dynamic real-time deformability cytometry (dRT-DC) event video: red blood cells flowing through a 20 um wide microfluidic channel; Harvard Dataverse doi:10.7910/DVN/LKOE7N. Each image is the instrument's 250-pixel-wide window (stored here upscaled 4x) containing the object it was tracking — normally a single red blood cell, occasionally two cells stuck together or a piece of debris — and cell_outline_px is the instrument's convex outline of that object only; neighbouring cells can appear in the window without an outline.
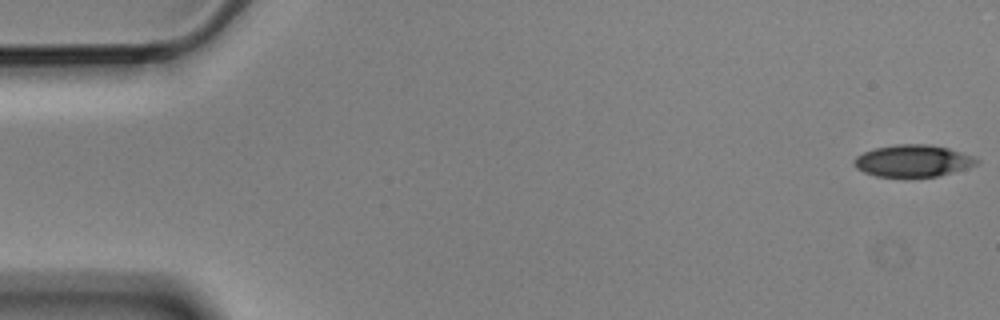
{"species": "Egyptian fruit bat (a non-hibernating species)", "species_latin": "Rousettus aegyptiacus", "temperature_condition": "cold", "stored_images_in_passage": 6, "segment_of_instrument_passage": [1, 2], "camera_frame_rate_fps": 3000, "um_per_image_px": 0.085, "animal": {"sex": "male"}, "frame": {"image": 1, "passage_image": 1, "time_ms": 0.0, "image_size_px": [1000, 320], "cell_outline_px": [[980, 160], [976, 164], [940, 176], [876, 176], [864, 172], [856, 168], [852, 164], [852, 160], [856, 156], [864, 152], [876, 148], [896, 144], [928, 144], [948, 148], [960, 152]], "centroid_in_image_um": [77.54, 13.66], "position_along_channel_um": 7.5, "area_um2": 22.48}}